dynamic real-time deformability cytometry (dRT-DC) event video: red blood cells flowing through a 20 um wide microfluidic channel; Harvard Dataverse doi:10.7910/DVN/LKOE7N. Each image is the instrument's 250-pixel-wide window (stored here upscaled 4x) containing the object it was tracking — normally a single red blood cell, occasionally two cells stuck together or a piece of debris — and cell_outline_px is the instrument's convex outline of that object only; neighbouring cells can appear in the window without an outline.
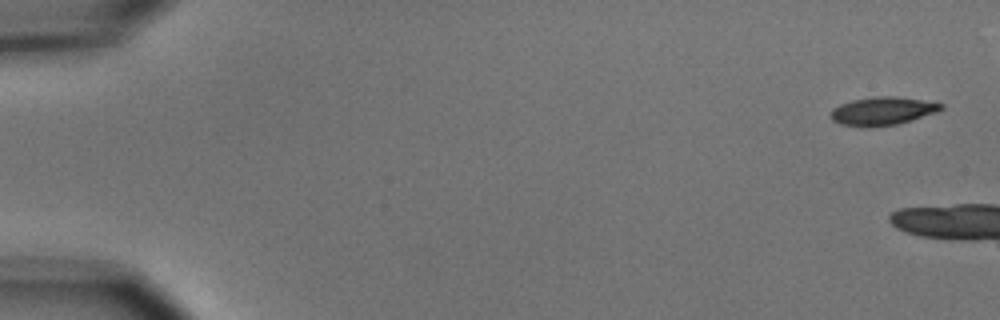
{"species": "common noctule bat (a hibernating species)", "species_latin": "Nyctalus noctula", "temperature_condition": "cold", "stored_images_in_passage": 3, "camera_frame_rate_fps": 3000, "um_per_image_px": 0.085, "animal": {"sex": "male", "body_mass_g": 15.6}, "frame": {"image": 1, "passage_image": 1, "time_ms": 0.0, "image_size_px": [1000, 320], "cell_outline_px": [[944, 108], [936, 112], [912, 120], [896, 124], [868, 128], [860, 128], [840, 124], [832, 120], [828, 116], [832, 108], [840, 104], [852, 100], [876, 96], [896, 96], [944, 104]], "centroid_in_image_um": [74.94, 9.45], "position_along_channel_um": 10.1, "area_um2": 18.38}}